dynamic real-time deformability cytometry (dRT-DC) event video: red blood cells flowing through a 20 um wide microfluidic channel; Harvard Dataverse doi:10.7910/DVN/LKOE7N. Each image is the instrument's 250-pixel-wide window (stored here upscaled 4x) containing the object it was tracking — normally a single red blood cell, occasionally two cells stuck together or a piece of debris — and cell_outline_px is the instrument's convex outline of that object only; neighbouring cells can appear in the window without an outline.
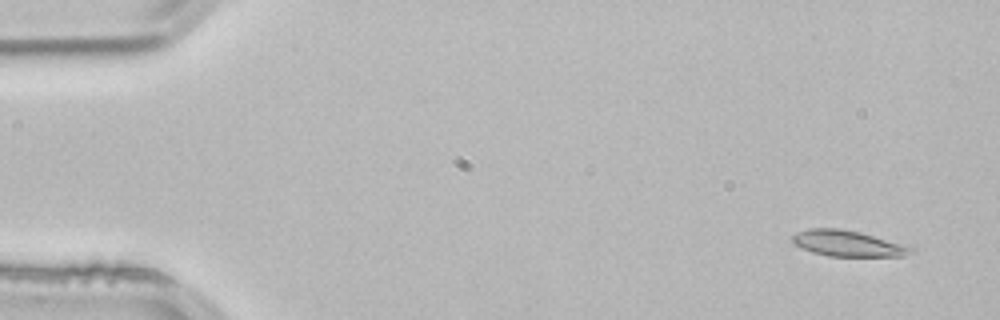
{"species": "common noctule bat (a hibernating species)", "species_latin": "Nyctalus noctula", "temperature_condition": "room temperature", "stored_images_in_passage": 51, "camera_frame_rate_fps": 3000, "um_per_image_px": 0.085, "animal": {"sex": "male", "body_mass_g": 21.5, "forearm_length_mm": 52.0}, "frame": {"image": 1, "passage_image": 1, "time_ms": 0.0, "image_size_px": [1000, 320], "cell_outline_px": [[916, 252], [904, 256], [828, 256], [812, 252], [796, 244], [792, 240], [792, 236], [796, 232], [808, 228], [840, 228], [860, 232], [916, 248]], "centroid_in_image_um": [72.09, 20.69], "position_along_channel_um": 12.9, "area_um2": 17.86}}
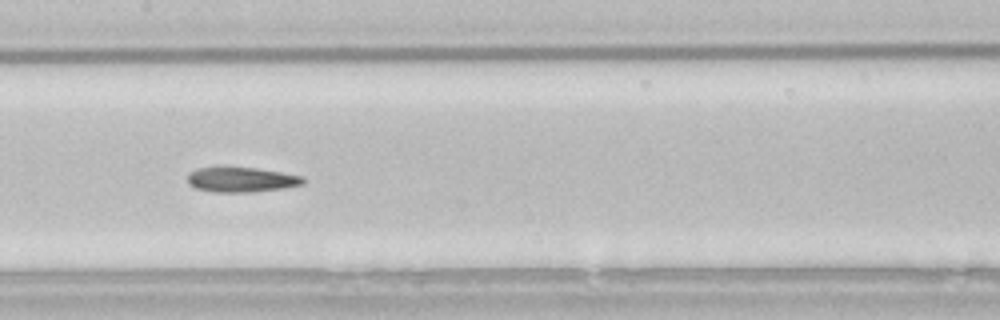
{"frame": {"image": 2, "passage_image": 24, "time_ms": 7.667, "image_size_px": [1000, 320], "cell_outline_px": [[304, 184], [284, 188], [256, 192], [216, 192], [196, 188], [188, 184], [188, 172], [196, 168], [256, 168], [304, 176]], "centroid_in_image_um": [20.53, 15.28], "position_along_channel_um": 186.9, "area_um2": 16.7}}
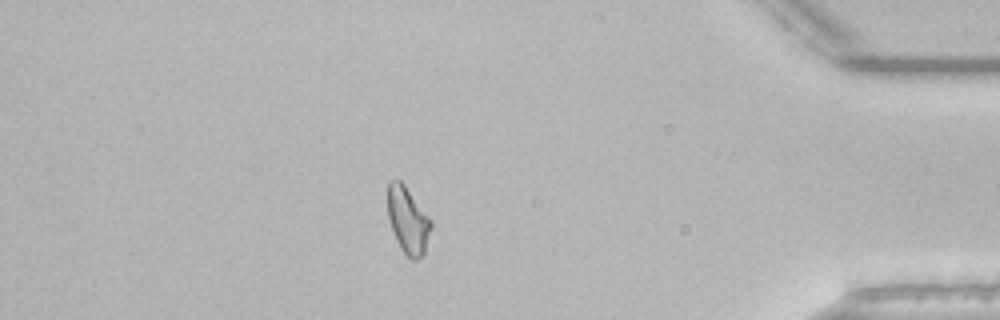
{"frame": {"image": 3, "passage_image": 44, "time_ms": 14.333, "image_size_px": [1000, 320], "cell_outline_px": [[432, 228], [424, 252], [416, 260], [412, 260], [400, 248], [396, 240], [388, 220], [388, 180], [400, 180], [404, 184], [432, 220]], "centroid_in_image_um": [34.67, 18.71], "position_along_channel_um": 400.5, "area_um2": 16.82}, "authors_computed_cell_mechanics": {"area_um2": 17.34, "velocity_mm_per_s": 3.8254, "shape_relaxation_time_tau1_ms": 8.1836, "shape_relaxation_time_tau2_ms": 4.8687, "deformation_change_tau1": 0.2202, "deformation_change_tau2": 0.1395}}